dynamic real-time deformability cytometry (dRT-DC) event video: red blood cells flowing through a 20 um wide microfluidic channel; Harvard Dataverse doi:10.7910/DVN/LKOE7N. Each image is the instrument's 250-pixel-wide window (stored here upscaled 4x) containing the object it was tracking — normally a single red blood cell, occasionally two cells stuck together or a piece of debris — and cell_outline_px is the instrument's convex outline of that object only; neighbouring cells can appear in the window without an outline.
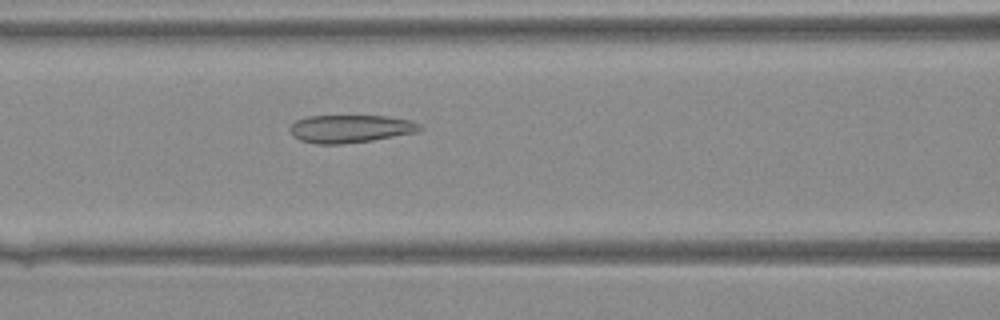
{"species": "Egyptian fruit bat (a non-hibernating species)", "species_latin": "Rousettus aegyptiacus", "temperature_condition": "warm", "stored_images_in_passage": 26, "camera_frame_rate_fps": 3000, "um_per_image_px": 0.085, "animal": {"sex": "female"}, "frame": {"image": 1, "passage_image": 5, "time_ms": 1.333, "image_size_px": [1000, 320], "cell_outline_px": [[424, 128], [420, 132], [372, 140], [340, 144], [316, 144], [300, 140], [292, 136], [288, 128], [296, 120], [308, 116], [388, 116], [412, 120], [420, 124]], "centroid_in_image_um": [29.81, 10.94], "position_along_channel_um": 136.8, "area_um2": 21.33}}
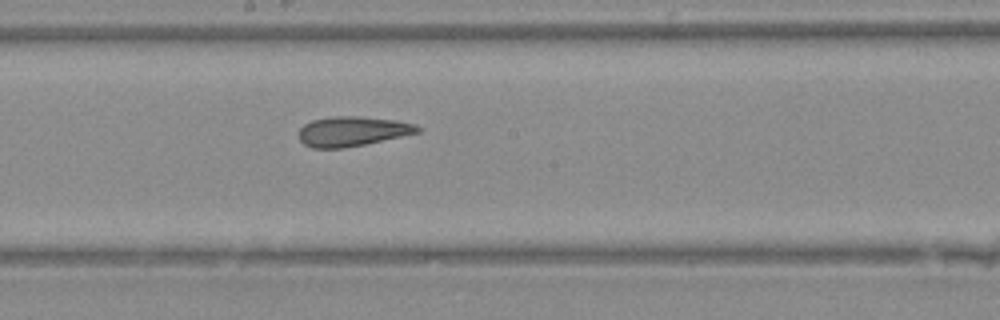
{"frame": {"image": 2, "passage_image": 10, "time_ms": 3.0, "image_size_px": [1000, 320], "cell_outline_px": [[420, 132], [364, 144], [340, 148], [312, 148], [304, 144], [300, 140], [300, 128], [304, 124], [312, 120], [332, 116], [360, 116], [396, 120], [416, 124], [420, 128]], "centroid_in_image_um": [29.94, 11.15], "position_along_channel_um": 218.3, "area_um2": 20.46}}
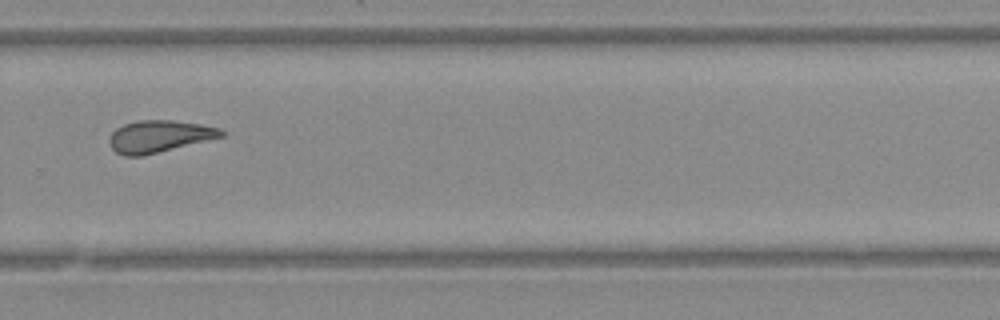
{"frame": {"image": 3, "passage_image": 16, "time_ms": 5.0, "image_size_px": [1000, 320], "cell_outline_px": [[224, 136], [208, 140], [140, 156], [124, 156], [116, 152], [108, 144], [108, 140], [112, 132], [116, 128], [124, 124], [140, 120], [172, 120], [200, 124], [220, 128], [224, 132]], "centroid_in_image_um": [13.5, 11.58], "position_along_channel_um": 316.3, "area_um2": 20.69}}